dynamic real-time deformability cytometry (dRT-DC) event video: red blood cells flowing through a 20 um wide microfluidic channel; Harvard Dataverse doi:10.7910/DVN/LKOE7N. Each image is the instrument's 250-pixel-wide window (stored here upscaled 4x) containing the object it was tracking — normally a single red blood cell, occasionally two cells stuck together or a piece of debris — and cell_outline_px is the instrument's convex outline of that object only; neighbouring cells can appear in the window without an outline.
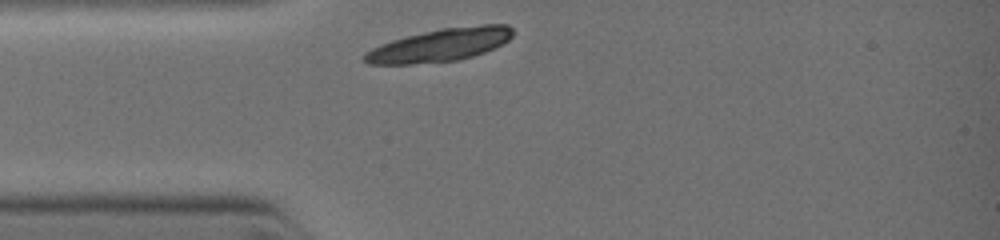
{"species": "common noctule bat (a hibernating species)", "species_latin": "Nyctalus noctula", "temperature_condition": "warm", "stored_images_in_passage": 20, "camera_frame_rate_fps": 3000, "um_per_image_px": 0.085, "animal": {"sex": "female", "body_mass_g": 19.0, "forearm_length_mm": 51.5}, "frame": {"image": 1, "passage_image": 1, "time_ms": 0.0, "image_size_px": [1000, 240], "cell_outline_px": [[512, 36], [508, 40], [484, 52], [472, 56], [456, 60], [412, 64], [368, 64], [360, 56], [364, 52], [380, 44], [392, 40], [440, 28], [480, 24], [508, 24], [512, 28]], "centroid_in_image_um": [37.37, 3.82], "position_along_channel_um": 47.6, "area_um2": 28.32}}
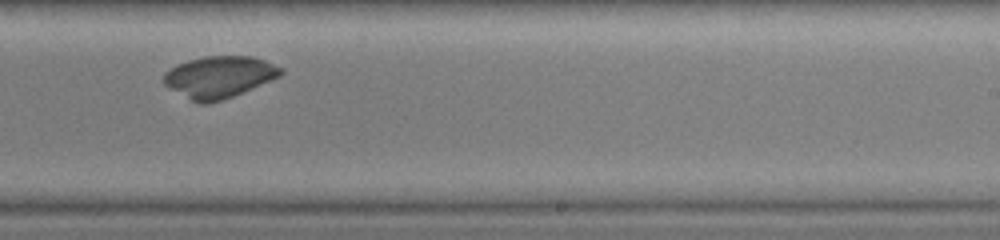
{"frame": {"image": 2, "passage_image": 13, "time_ms": 4.333, "image_size_px": [1000, 240], "cell_outline_px": [[284, 72], [280, 76], [272, 80], [232, 96], [208, 104], [196, 104], [164, 84], [164, 72], [176, 64], [188, 60], [204, 56], [252, 56], [264, 60], [284, 68]], "centroid_in_image_um": [18.62, 6.54], "position_along_channel_um": 270.4, "area_um2": 28.5}}
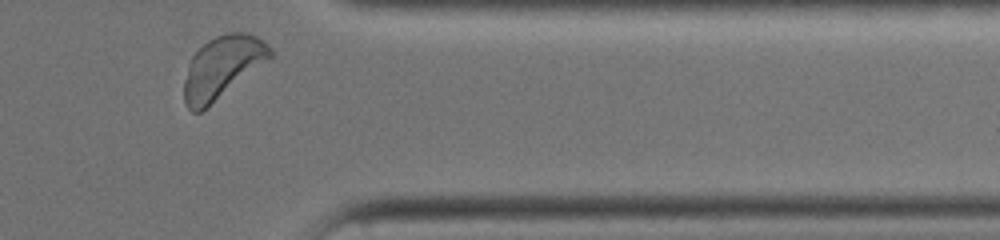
{"frame": {"image": 3, "passage_image": 20, "time_ms": 6.667, "image_size_px": [1000, 240], "cell_outline_px": [[276, 56], [272, 60], [200, 112], [192, 112], [188, 108], [184, 100], [184, 80], [188, 64], [192, 56], [208, 40], [216, 36], [228, 32], [244, 32], [256, 36], [268, 44], [272, 48]], "centroid_in_image_um": [18.96, 5.71], "position_along_channel_um": 392.4, "area_um2": 31.62}}